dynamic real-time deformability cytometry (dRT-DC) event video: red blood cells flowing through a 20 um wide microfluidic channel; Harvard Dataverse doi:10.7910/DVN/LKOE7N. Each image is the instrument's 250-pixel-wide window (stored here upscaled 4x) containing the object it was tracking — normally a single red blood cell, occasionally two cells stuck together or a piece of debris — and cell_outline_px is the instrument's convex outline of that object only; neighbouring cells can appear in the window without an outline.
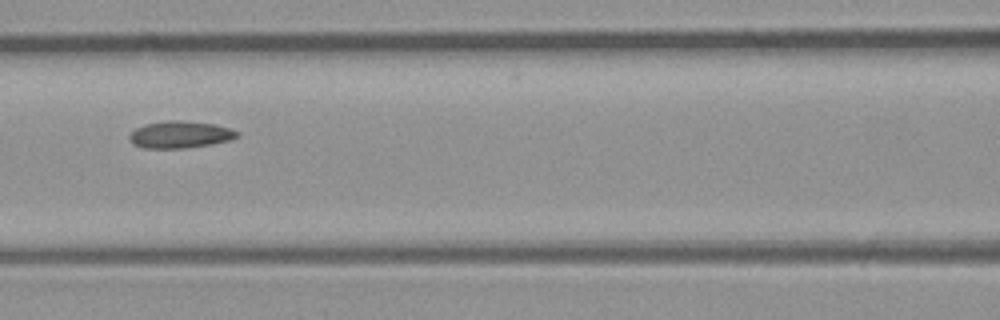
{"species": "common noctule bat (a hibernating species)", "species_latin": "Nyctalus noctula", "temperature_condition": "room temperature", "stored_images_in_passage": 7, "camera_frame_rate_fps": 3000, "um_per_image_px": 0.085, "animal": {"sex": "male", "body_mass_g": 23.1, "forearm_length_mm": 52.7}, "frame": {"image": 1, "passage_image": 6, "time_ms": 6.667, "image_size_px": [1000, 320], "cell_outline_px": [[240, 136], [232, 140], [212, 144], [184, 148], [144, 148], [132, 144], [128, 136], [136, 128], [144, 124], [164, 120], [180, 120], [216, 124], [240, 132]], "centroid_in_image_um": [15.33, 11.43], "position_along_channel_um": 151.3, "area_um2": 17.17}}
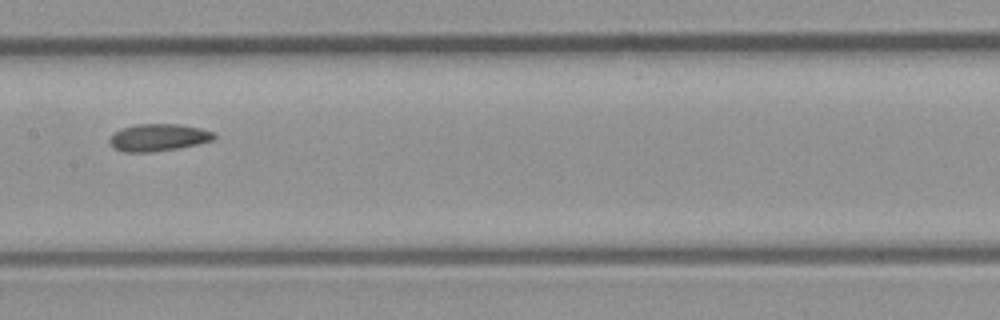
{"frame": {"image": 2, "passage_image": 7, "time_ms": 7.667, "image_size_px": [1000, 320], "cell_outline_px": [[216, 136], [212, 140], [196, 144], [176, 148], [152, 152], [124, 152], [112, 148], [108, 140], [112, 132], [120, 128], [136, 124], [176, 124], [200, 128], [212, 132]], "centroid_in_image_um": [13.36, 11.68], "position_along_channel_um": 194.0, "area_um2": 16.59}}